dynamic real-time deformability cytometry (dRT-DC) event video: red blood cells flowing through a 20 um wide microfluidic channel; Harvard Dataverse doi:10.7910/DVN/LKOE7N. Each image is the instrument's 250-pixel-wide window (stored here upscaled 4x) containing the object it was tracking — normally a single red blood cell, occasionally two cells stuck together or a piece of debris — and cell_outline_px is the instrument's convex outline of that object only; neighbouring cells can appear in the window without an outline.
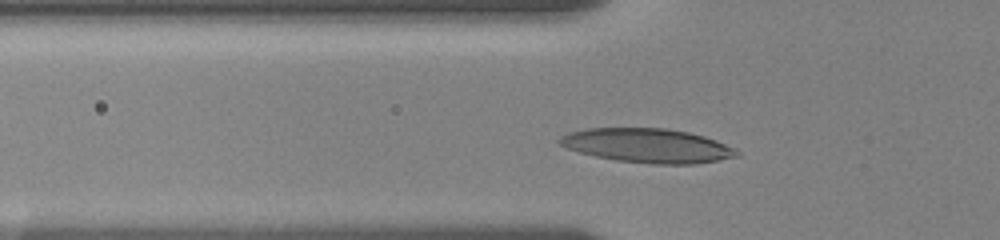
{"species": "human", "species_latin": "Homo sapiens", "temperature_condition": "room temperature", "stored_images_in_passage": 47, "camera_frame_rate_fps": 3000, "um_per_image_px": 0.085, "donor": {"sex": "female"}, "frame": {"image": 1, "passage_image": 7, "time_ms": 2.667, "image_size_px": [1000, 240], "cell_outline_px": [[740, 156], [720, 160], [696, 164], [652, 164], [616, 160], [596, 156], [580, 152], [568, 148], [560, 144], [556, 140], [560, 136], [568, 132], [588, 128], [664, 128], [688, 132], [704, 136], [716, 140], [740, 152]], "centroid_in_image_um": [55.04, 12.38], "position_along_channel_um": 70.8, "area_um2": 35.26}}
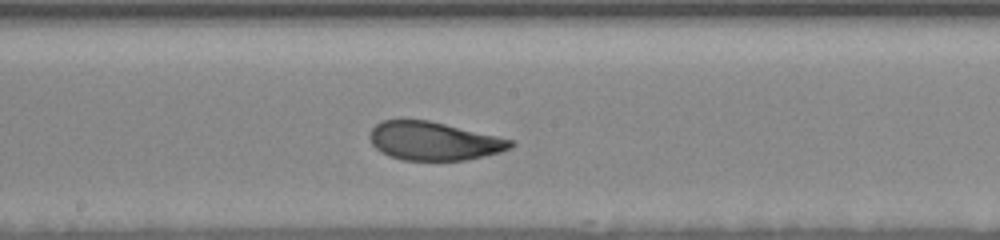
{"frame": {"image": 2, "passage_image": 26, "time_ms": 6.667, "image_size_px": [1000, 240], "cell_outline_px": [[516, 144], [512, 148], [500, 152], [464, 160], [404, 160], [388, 156], [380, 152], [372, 144], [368, 136], [372, 128], [376, 124], [384, 120], [428, 120], [516, 140]], "centroid_in_image_um": [36.89, 11.99], "position_along_channel_um": 211.3, "area_um2": 31.62}}
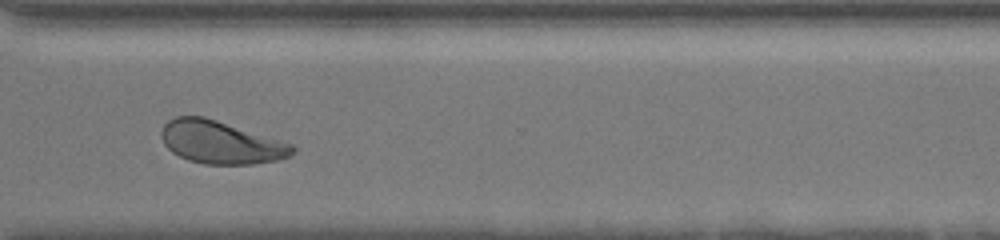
{"frame": {"image": 3, "passage_image": 35, "time_ms": 10.667, "image_size_px": [1000, 240], "cell_outline_px": [[296, 148], [292, 156], [276, 160], [252, 164], [204, 164], [188, 160], [172, 152], [164, 144], [160, 136], [160, 132], [164, 124], [168, 120], [176, 116], [204, 116], [292, 144]], "centroid_in_image_um": [18.74, 12.1], "position_along_channel_um": 351.9, "area_um2": 32.6}, "authors_computed_cell_mechanics": {"area_um2": 32.7726, "velocity_mm_per_s": 3.5296, "shape_relaxation_time_tau1_ms": 3.0222, "shape_relaxation_time_tau2_ms": 0.9621, "deformation_change_tau1": 0.1539, "deformation_change_tau2": 0.0691}}